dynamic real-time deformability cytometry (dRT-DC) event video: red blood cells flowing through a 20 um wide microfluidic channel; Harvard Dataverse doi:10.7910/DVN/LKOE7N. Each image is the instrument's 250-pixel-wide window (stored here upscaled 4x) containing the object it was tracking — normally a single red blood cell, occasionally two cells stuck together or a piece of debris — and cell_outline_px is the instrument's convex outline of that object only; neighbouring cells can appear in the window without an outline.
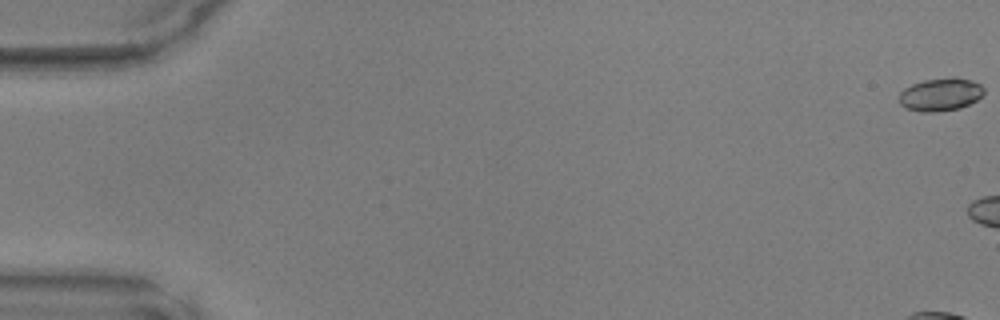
{"species": "common noctule bat (a hibernating species)", "species_latin": "Nyctalus noctula", "temperature_condition": "warm", "stored_images_in_passage": 5, "camera_frame_rate_fps": 3000, "um_per_image_px": 0.085, "animal": {"sex": "male", "body_mass_g": 17.9, "forearm_length_mm": 54.2}, "frame": {"image": 1, "passage_image": 1, "time_ms": 0.0, "image_size_px": [1000, 320], "cell_outline_px": [[984, 92], [976, 100], [960, 108], [936, 112], [920, 112], [908, 108], [900, 104], [900, 92], [904, 88], [912, 84], [924, 80], [952, 76], [956, 76], [972, 80], [980, 84], [984, 88]], "centroid_in_image_um": [79.95, 8.01], "position_along_channel_um": 5.0, "area_um2": 16.36}}